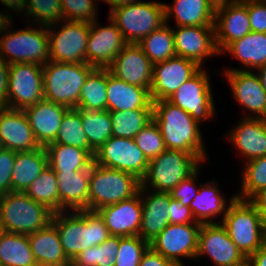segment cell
I'll return each instance as SVG.
<instances>
[{
    "label": "cell",
    "mask_w": 266,
    "mask_h": 266,
    "mask_svg": "<svg viewBox=\"0 0 266 266\" xmlns=\"http://www.w3.org/2000/svg\"><path fill=\"white\" fill-rule=\"evenodd\" d=\"M95 68L87 63L48 61L42 65L44 99L76 109L83 84Z\"/></svg>",
    "instance_id": "cell-3"
},
{
    "label": "cell",
    "mask_w": 266,
    "mask_h": 266,
    "mask_svg": "<svg viewBox=\"0 0 266 266\" xmlns=\"http://www.w3.org/2000/svg\"><path fill=\"white\" fill-rule=\"evenodd\" d=\"M1 148L15 152H29L41 148L23 110L0 109Z\"/></svg>",
    "instance_id": "cell-22"
},
{
    "label": "cell",
    "mask_w": 266,
    "mask_h": 266,
    "mask_svg": "<svg viewBox=\"0 0 266 266\" xmlns=\"http://www.w3.org/2000/svg\"><path fill=\"white\" fill-rule=\"evenodd\" d=\"M59 23L47 26L49 60L62 63H86V46L90 23L65 20ZM55 27H59V30Z\"/></svg>",
    "instance_id": "cell-10"
},
{
    "label": "cell",
    "mask_w": 266,
    "mask_h": 266,
    "mask_svg": "<svg viewBox=\"0 0 266 266\" xmlns=\"http://www.w3.org/2000/svg\"><path fill=\"white\" fill-rule=\"evenodd\" d=\"M77 109L107 110V69L95 68L82 86Z\"/></svg>",
    "instance_id": "cell-38"
},
{
    "label": "cell",
    "mask_w": 266,
    "mask_h": 266,
    "mask_svg": "<svg viewBox=\"0 0 266 266\" xmlns=\"http://www.w3.org/2000/svg\"><path fill=\"white\" fill-rule=\"evenodd\" d=\"M221 223L246 258L265 242L262 216L250 200L235 198L228 206Z\"/></svg>",
    "instance_id": "cell-7"
},
{
    "label": "cell",
    "mask_w": 266,
    "mask_h": 266,
    "mask_svg": "<svg viewBox=\"0 0 266 266\" xmlns=\"http://www.w3.org/2000/svg\"><path fill=\"white\" fill-rule=\"evenodd\" d=\"M207 71L201 68L167 100L182 108L199 124L215 116V103Z\"/></svg>",
    "instance_id": "cell-11"
},
{
    "label": "cell",
    "mask_w": 266,
    "mask_h": 266,
    "mask_svg": "<svg viewBox=\"0 0 266 266\" xmlns=\"http://www.w3.org/2000/svg\"><path fill=\"white\" fill-rule=\"evenodd\" d=\"M108 69L118 79L150 91L153 64L137 44H127Z\"/></svg>",
    "instance_id": "cell-21"
},
{
    "label": "cell",
    "mask_w": 266,
    "mask_h": 266,
    "mask_svg": "<svg viewBox=\"0 0 266 266\" xmlns=\"http://www.w3.org/2000/svg\"><path fill=\"white\" fill-rule=\"evenodd\" d=\"M48 165L45 147L16 152L11 175V192H24Z\"/></svg>",
    "instance_id": "cell-32"
},
{
    "label": "cell",
    "mask_w": 266,
    "mask_h": 266,
    "mask_svg": "<svg viewBox=\"0 0 266 266\" xmlns=\"http://www.w3.org/2000/svg\"><path fill=\"white\" fill-rule=\"evenodd\" d=\"M172 30L177 56L192 60L203 68L204 59L220 55L214 26H176Z\"/></svg>",
    "instance_id": "cell-18"
},
{
    "label": "cell",
    "mask_w": 266,
    "mask_h": 266,
    "mask_svg": "<svg viewBox=\"0 0 266 266\" xmlns=\"http://www.w3.org/2000/svg\"><path fill=\"white\" fill-rule=\"evenodd\" d=\"M224 76L232 89L233 98L254 115L246 118L266 119V91L257 73L244 69H225Z\"/></svg>",
    "instance_id": "cell-19"
},
{
    "label": "cell",
    "mask_w": 266,
    "mask_h": 266,
    "mask_svg": "<svg viewBox=\"0 0 266 266\" xmlns=\"http://www.w3.org/2000/svg\"><path fill=\"white\" fill-rule=\"evenodd\" d=\"M226 52L241 62L246 71L257 70L266 64V33L250 32L230 43L222 51Z\"/></svg>",
    "instance_id": "cell-34"
},
{
    "label": "cell",
    "mask_w": 266,
    "mask_h": 266,
    "mask_svg": "<svg viewBox=\"0 0 266 266\" xmlns=\"http://www.w3.org/2000/svg\"><path fill=\"white\" fill-rule=\"evenodd\" d=\"M0 3L15 12H25L39 27L50 26L64 20L60 0H0Z\"/></svg>",
    "instance_id": "cell-35"
},
{
    "label": "cell",
    "mask_w": 266,
    "mask_h": 266,
    "mask_svg": "<svg viewBox=\"0 0 266 266\" xmlns=\"http://www.w3.org/2000/svg\"><path fill=\"white\" fill-rule=\"evenodd\" d=\"M48 165L54 172H76L90 168L94 156L86 149L66 144L51 143L46 147Z\"/></svg>",
    "instance_id": "cell-33"
},
{
    "label": "cell",
    "mask_w": 266,
    "mask_h": 266,
    "mask_svg": "<svg viewBox=\"0 0 266 266\" xmlns=\"http://www.w3.org/2000/svg\"><path fill=\"white\" fill-rule=\"evenodd\" d=\"M250 201L256 206L263 218L266 215V188L257 193Z\"/></svg>",
    "instance_id": "cell-55"
},
{
    "label": "cell",
    "mask_w": 266,
    "mask_h": 266,
    "mask_svg": "<svg viewBox=\"0 0 266 266\" xmlns=\"http://www.w3.org/2000/svg\"><path fill=\"white\" fill-rule=\"evenodd\" d=\"M33 25V27H31ZM27 28L8 30L0 35V56L10 65L33 63L44 65L49 61V36L47 26L35 28L32 23Z\"/></svg>",
    "instance_id": "cell-8"
},
{
    "label": "cell",
    "mask_w": 266,
    "mask_h": 266,
    "mask_svg": "<svg viewBox=\"0 0 266 266\" xmlns=\"http://www.w3.org/2000/svg\"><path fill=\"white\" fill-rule=\"evenodd\" d=\"M82 127L89 142V152L94 153L112 137L110 111L81 109Z\"/></svg>",
    "instance_id": "cell-37"
},
{
    "label": "cell",
    "mask_w": 266,
    "mask_h": 266,
    "mask_svg": "<svg viewBox=\"0 0 266 266\" xmlns=\"http://www.w3.org/2000/svg\"><path fill=\"white\" fill-rule=\"evenodd\" d=\"M228 136L245 161L266 156V119L243 117Z\"/></svg>",
    "instance_id": "cell-26"
},
{
    "label": "cell",
    "mask_w": 266,
    "mask_h": 266,
    "mask_svg": "<svg viewBox=\"0 0 266 266\" xmlns=\"http://www.w3.org/2000/svg\"><path fill=\"white\" fill-rule=\"evenodd\" d=\"M262 224H263V235L266 241V215L262 218Z\"/></svg>",
    "instance_id": "cell-60"
},
{
    "label": "cell",
    "mask_w": 266,
    "mask_h": 266,
    "mask_svg": "<svg viewBox=\"0 0 266 266\" xmlns=\"http://www.w3.org/2000/svg\"><path fill=\"white\" fill-rule=\"evenodd\" d=\"M118 248L119 236L110 235L100 245L81 251L71 261V266H114Z\"/></svg>",
    "instance_id": "cell-42"
},
{
    "label": "cell",
    "mask_w": 266,
    "mask_h": 266,
    "mask_svg": "<svg viewBox=\"0 0 266 266\" xmlns=\"http://www.w3.org/2000/svg\"><path fill=\"white\" fill-rule=\"evenodd\" d=\"M199 169H201V167H199L188 178L182 180L174 189L169 192L172 199L179 200L183 206L190 205V203L193 201L196 194L200 190V185H195V182L197 181L198 175L200 173Z\"/></svg>",
    "instance_id": "cell-48"
},
{
    "label": "cell",
    "mask_w": 266,
    "mask_h": 266,
    "mask_svg": "<svg viewBox=\"0 0 266 266\" xmlns=\"http://www.w3.org/2000/svg\"><path fill=\"white\" fill-rule=\"evenodd\" d=\"M202 223L168 224L149 247L170 260L175 266H184L180 258L196 259L199 230Z\"/></svg>",
    "instance_id": "cell-14"
},
{
    "label": "cell",
    "mask_w": 266,
    "mask_h": 266,
    "mask_svg": "<svg viewBox=\"0 0 266 266\" xmlns=\"http://www.w3.org/2000/svg\"><path fill=\"white\" fill-rule=\"evenodd\" d=\"M215 42L218 52L235 40L243 38L251 32L248 0L236 2L215 11Z\"/></svg>",
    "instance_id": "cell-20"
},
{
    "label": "cell",
    "mask_w": 266,
    "mask_h": 266,
    "mask_svg": "<svg viewBox=\"0 0 266 266\" xmlns=\"http://www.w3.org/2000/svg\"><path fill=\"white\" fill-rule=\"evenodd\" d=\"M149 242L140 236L119 237V248L114 266H139Z\"/></svg>",
    "instance_id": "cell-45"
},
{
    "label": "cell",
    "mask_w": 266,
    "mask_h": 266,
    "mask_svg": "<svg viewBox=\"0 0 266 266\" xmlns=\"http://www.w3.org/2000/svg\"><path fill=\"white\" fill-rule=\"evenodd\" d=\"M153 120L159 127L165 146L207 159L200 124L182 108L168 100L153 102Z\"/></svg>",
    "instance_id": "cell-1"
},
{
    "label": "cell",
    "mask_w": 266,
    "mask_h": 266,
    "mask_svg": "<svg viewBox=\"0 0 266 266\" xmlns=\"http://www.w3.org/2000/svg\"><path fill=\"white\" fill-rule=\"evenodd\" d=\"M9 64L0 56V109L7 107Z\"/></svg>",
    "instance_id": "cell-52"
},
{
    "label": "cell",
    "mask_w": 266,
    "mask_h": 266,
    "mask_svg": "<svg viewBox=\"0 0 266 266\" xmlns=\"http://www.w3.org/2000/svg\"><path fill=\"white\" fill-rule=\"evenodd\" d=\"M0 264L2 266H38L28 235L0 232Z\"/></svg>",
    "instance_id": "cell-36"
},
{
    "label": "cell",
    "mask_w": 266,
    "mask_h": 266,
    "mask_svg": "<svg viewBox=\"0 0 266 266\" xmlns=\"http://www.w3.org/2000/svg\"><path fill=\"white\" fill-rule=\"evenodd\" d=\"M241 180V191L235 196L242 200H251L266 188V156L245 162Z\"/></svg>",
    "instance_id": "cell-43"
},
{
    "label": "cell",
    "mask_w": 266,
    "mask_h": 266,
    "mask_svg": "<svg viewBox=\"0 0 266 266\" xmlns=\"http://www.w3.org/2000/svg\"><path fill=\"white\" fill-rule=\"evenodd\" d=\"M251 32L266 33V0H248Z\"/></svg>",
    "instance_id": "cell-50"
},
{
    "label": "cell",
    "mask_w": 266,
    "mask_h": 266,
    "mask_svg": "<svg viewBox=\"0 0 266 266\" xmlns=\"http://www.w3.org/2000/svg\"><path fill=\"white\" fill-rule=\"evenodd\" d=\"M139 266H175L170 260L153 251L150 247L143 254Z\"/></svg>",
    "instance_id": "cell-53"
},
{
    "label": "cell",
    "mask_w": 266,
    "mask_h": 266,
    "mask_svg": "<svg viewBox=\"0 0 266 266\" xmlns=\"http://www.w3.org/2000/svg\"><path fill=\"white\" fill-rule=\"evenodd\" d=\"M61 211L53 214L52 223L59 233L63 251L72 261L81 251L100 245L110 233L97 211ZM67 213V214H66Z\"/></svg>",
    "instance_id": "cell-2"
},
{
    "label": "cell",
    "mask_w": 266,
    "mask_h": 266,
    "mask_svg": "<svg viewBox=\"0 0 266 266\" xmlns=\"http://www.w3.org/2000/svg\"><path fill=\"white\" fill-rule=\"evenodd\" d=\"M100 1L104 2L105 4H108L110 7V10H112L118 6L132 4L139 0H99V2Z\"/></svg>",
    "instance_id": "cell-57"
},
{
    "label": "cell",
    "mask_w": 266,
    "mask_h": 266,
    "mask_svg": "<svg viewBox=\"0 0 266 266\" xmlns=\"http://www.w3.org/2000/svg\"><path fill=\"white\" fill-rule=\"evenodd\" d=\"M257 71V75L262 84V87L266 91V64L258 68Z\"/></svg>",
    "instance_id": "cell-58"
},
{
    "label": "cell",
    "mask_w": 266,
    "mask_h": 266,
    "mask_svg": "<svg viewBox=\"0 0 266 266\" xmlns=\"http://www.w3.org/2000/svg\"><path fill=\"white\" fill-rule=\"evenodd\" d=\"M24 193L34 201L44 204L54 213L59 212L57 176L49 165L27 187Z\"/></svg>",
    "instance_id": "cell-41"
},
{
    "label": "cell",
    "mask_w": 266,
    "mask_h": 266,
    "mask_svg": "<svg viewBox=\"0 0 266 266\" xmlns=\"http://www.w3.org/2000/svg\"><path fill=\"white\" fill-rule=\"evenodd\" d=\"M164 7L167 24L173 15L176 26H214L215 11L206 0H174Z\"/></svg>",
    "instance_id": "cell-31"
},
{
    "label": "cell",
    "mask_w": 266,
    "mask_h": 266,
    "mask_svg": "<svg viewBox=\"0 0 266 266\" xmlns=\"http://www.w3.org/2000/svg\"><path fill=\"white\" fill-rule=\"evenodd\" d=\"M215 181L216 180H211L204 184H200L199 192L189 205L195 220L202 224L215 223V220L212 221V219H215L218 215H223L221 219L223 220L228 206L236 198L234 195L230 198L229 203L225 201L226 198L222 196V193L218 190V182Z\"/></svg>",
    "instance_id": "cell-30"
},
{
    "label": "cell",
    "mask_w": 266,
    "mask_h": 266,
    "mask_svg": "<svg viewBox=\"0 0 266 266\" xmlns=\"http://www.w3.org/2000/svg\"><path fill=\"white\" fill-rule=\"evenodd\" d=\"M108 24L104 27L99 26L97 19L90 22L86 63L94 68L108 69L116 55L127 45L121 31L110 17Z\"/></svg>",
    "instance_id": "cell-16"
},
{
    "label": "cell",
    "mask_w": 266,
    "mask_h": 266,
    "mask_svg": "<svg viewBox=\"0 0 266 266\" xmlns=\"http://www.w3.org/2000/svg\"><path fill=\"white\" fill-rule=\"evenodd\" d=\"M112 136L134 139L153 120V108L110 111Z\"/></svg>",
    "instance_id": "cell-39"
},
{
    "label": "cell",
    "mask_w": 266,
    "mask_h": 266,
    "mask_svg": "<svg viewBox=\"0 0 266 266\" xmlns=\"http://www.w3.org/2000/svg\"><path fill=\"white\" fill-rule=\"evenodd\" d=\"M140 189L141 180L134 175L93 162L89 175V210L97 211L129 199Z\"/></svg>",
    "instance_id": "cell-6"
},
{
    "label": "cell",
    "mask_w": 266,
    "mask_h": 266,
    "mask_svg": "<svg viewBox=\"0 0 266 266\" xmlns=\"http://www.w3.org/2000/svg\"><path fill=\"white\" fill-rule=\"evenodd\" d=\"M170 224H188L197 222L189 206H183L179 200L172 199L170 195Z\"/></svg>",
    "instance_id": "cell-51"
},
{
    "label": "cell",
    "mask_w": 266,
    "mask_h": 266,
    "mask_svg": "<svg viewBox=\"0 0 266 266\" xmlns=\"http://www.w3.org/2000/svg\"><path fill=\"white\" fill-rule=\"evenodd\" d=\"M94 163L130 173L142 180L149 160L134 139L112 136L94 153Z\"/></svg>",
    "instance_id": "cell-13"
},
{
    "label": "cell",
    "mask_w": 266,
    "mask_h": 266,
    "mask_svg": "<svg viewBox=\"0 0 266 266\" xmlns=\"http://www.w3.org/2000/svg\"><path fill=\"white\" fill-rule=\"evenodd\" d=\"M54 212L24 192L0 195L1 231L29 235L47 226Z\"/></svg>",
    "instance_id": "cell-4"
},
{
    "label": "cell",
    "mask_w": 266,
    "mask_h": 266,
    "mask_svg": "<svg viewBox=\"0 0 266 266\" xmlns=\"http://www.w3.org/2000/svg\"><path fill=\"white\" fill-rule=\"evenodd\" d=\"M139 108H153L150 91L118 79L107 69V110L125 111Z\"/></svg>",
    "instance_id": "cell-28"
},
{
    "label": "cell",
    "mask_w": 266,
    "mask_h": 266,
    "mask_svg": "<svg viewBox=\"0 0 266 266\" xmlns=\"http://www.w3.org/2000/svg\"><path fill=\"white\" fill-rule=\"evenodd\" d=\"M96 1L99 0H60L64 20L87 23L95 21L97 19Z\"/></svg>",
    "instance_id": "cell-47"
},
{
    "label": "cell",
    "mask_w": 266,
    "mask_h": 266,
    "mask_svg": "<svg viewBox=\"0 0 266 266\" xmlns=\"http://www.w3.org/2000/svg\"><path fill=\"white\" fill-rule=\"evenodd\" d=\"M68 110L69 108L44 98L23 110L41 147L55 141L62 118Z\"/></svg>",
    "instance_id": "cell-24"
},
{
    "label": "cell",
    "mask_w": 266,
    "mask_h": 266,
    "mask_svg": "<svg viewBox=\"0 0 266 266\" xmlns=\"http://www.w3.org/2000/svg\"><path fill=\"white\" fill-rule=\"evenodd\" d=\"M137 45L153 65L177 56L173 30L167 23L144 37Z\"/></svg>",
    "instance_id": "cell-40"
},
{
    "label": "cell",
    "mask_w": 266,
    "mask_h": 266,
    "mask_svg": "<svg viewBox=\"0 0 266 266\" xmlns=\"http://www.w3.org/2000/svg\"><path fill=\"white\" fill-rule=\"evenodd\" d=\"M55 173L59 192V212L89 210L90 168Z\"/></svg>",
    "instance_id": "cell-27"
},
{
    "label": "cell",
    "mask_w": 266,
    "mask_h": 266,
    "mask_svg": "<svg viewBox=\"0 0 266 266\" xmlns=\"http://www.w3.org/2000/svg\"><path fill=\"white\" fill-rule=\"evenodd\" d=\"M248 260L253 266H266V241Z\"/></svg>",
    "instance_id": "cell-54"
},
{
    "label": "cell",
    "mask_w": 266,
    "mask_h": 266,
    "mask_svg": "<svg viewBox=\"0 0 266 266\" xmlns=\"http://www.w3.org/2000/svg\"><path fill=\"white\" fill-rule=\"evenodd\" d=\"M32 253L38 266H71L65 255L56 226L50 222L28 235Z\"/></svg>",
    "instance_id": "cell-29"
},
{
    "label": "cell",
    "mask_w": 266,
    "mask_h": 266,
    "mask_svg": "<svg viewBox=\"0 0 266 266\" xmlns=\"http://www.w3.org/2000/svg\"><path fill=\"white\" fill-rule=\"evenodd\" d=\"M202 67L192 60L175 56L153 65V81L150 88L152 101L167 100Z\"/></svg>",
    "instance_id": "cell-17"
},
{
    "label": "cell",
    "mask_w": 266,
    "mask_h": 266,
    "mask_svg": "<svg viewBox=\"0 0 266 266\" xmlns=\"http://www.w3.org/2000/svg\"><path fill=\"white\" fill-rule=\"evenodd\" d=\"M16 152L0 148V195L11 192V175Z\"/></svg>",
    "instance_id": "cell-49"
},
{
    "label": "cell",
    "mask_w": 266,
    "mask_h": 266,
    "mask_svg": "<svg viewBox=\"0 0 266 266\" xmlns=\"http://www.w3.org/2000/svg\"><path fill=\"white\" fill-rule=\"evenodd\" d=\"M109 17L117 25L127 44H138L165 21V7L161 2L137 1L109 10Z\"/></svg>",
    "instance_id": "cell-9"
},
{
    "label": "cell",
    "mask_w": 266,
    "mask_h": 266,
    "mask_svg": "<svg viewBox=\"0 0 266 266\" xmlns=\"http://www.w3.org/2000/svg\"><path fill=\"white\" fill-rule=\"evenodd\" d=\"M11 20H13L12 14L9 15L8 12L5 14L0 10V35L1 33L3 34L8 27L9 24L11 23Z\"/></svg>",
    "instance_id": "cell-56"
},
{
    "label": "cell",
    "mask_w": 266,
    "mask_h": 266,
    "mask_svg": "<svg viewBox=\"0 0 266 266\" xmlns=\"http://www.w3.org/2000/svg\"><path fill=\"white\" fill-rule=\"evenodd\" d=\"M151 191L140 189L142 218L139 236L147 242L152 241L168 226L170 213L169 192Z\"/></svg>",
    "instance_id": "cell-25"
},
{
    "label": "cell",
    "mask_w": 266,
    "mask_h": 266,
    "mask_svg": "<svg viewBox=\"0 0 266 266\" xmlns=\"http://www.w3.org/2000/svg\"><path fill=\"white\" fill-rule=\"evenodd\" d=\"M53 143L66 144L89 151V142L82 127L81 109H69L65 113Z\"/></svg>",
    "instance_id": "cell-44"
},
{
    "label": "cell",
    "mask_w": 266,
    "mask_h": 266,
    "mask_svg": "<svg viewBox=\"0 0 266 266\" xmlns=\"http://www.w3.org/2000/svg\"><path fill=\"white\" fill-rule=\"evenodd\" d=\"M43 98L42 65L33 63L10 64L7 107L24 110Z\"/></svg>",
    "instance_id": "cell-12"
},
{
    "label": "cell",
    "mask_w": 266,
    "mask_h": 266,
    "mask_svg": "<svg viewBox=\"0 0 266 266\" xmlns=\"http://www.w3.org/2000/svg\"><path fill=\"white\" fill-rule=\"evenodd\" d=\"M103 218L110 235L139 236L142 218L140 191L137 195L97 210Z\"/></svg>",
    "instance_id": "cell-23"
},
{
    "label": "cell",
    "mask_w": 266,
    "mask_h": 266,
    "mask_svg": "<svg viewBox=\"0 0 266 266\" xmlns=\"http://www.w3.org/2000/svg\"><path fill=\"white\" fill-rule=\"evenodd\" d=\"M134 140L148 160L157 157L167 149L159 127L154 120L147 124L135 136Z\"/></svg>",
    "instance_id": "cell-46"
},
{
    "label": "cell",
    "mask_w": 266,
    "mask_h": 266,
    "mask_svg": "<svg viewBox=\"0 0 266 266\" xmlns=\"http://www.w3.org/2000/svg\"><path fill=\"white\" fill-rule=\"evenodd\" d=\"M234 266H253L251 264V262L248 260V258H246L244 261H242L241 263L234 265Z\"/></svg>",
    "instance_id": "cell-59"
},
{
    "label": "cell",
    "mask_w": 266,
    "mask_h": 266,
    "mask_svg": "<svg viewBox=\"0 0 266 266\" xmlns=\"http://www.w3.org/2000/svg\"><path fill=\"white\" fill-rule=\"evenodd\" d=\"M204 255L209 256L215 266H234L246 259L218 221L201 225L196 260Z\"/></svg>",
    "instance_id": "cell-15"
},
{
    "label": "cell",
    "mask_w": 266,
    "mask_h": 266,
    "mask_svg": "<svg viewBox=\"0 0 266 266\" xmlns=\"http://www.w3.org/2000/svg\"><path fill=\"white\" fill-rule=\"evenodd\" d=\"M205 162L199 155L181 150L166 149L150 159L141 188L156 192H170L182 180L192 175Z\"/></svg>",
    "instance_id": "cell-5"
}]
</instances>
